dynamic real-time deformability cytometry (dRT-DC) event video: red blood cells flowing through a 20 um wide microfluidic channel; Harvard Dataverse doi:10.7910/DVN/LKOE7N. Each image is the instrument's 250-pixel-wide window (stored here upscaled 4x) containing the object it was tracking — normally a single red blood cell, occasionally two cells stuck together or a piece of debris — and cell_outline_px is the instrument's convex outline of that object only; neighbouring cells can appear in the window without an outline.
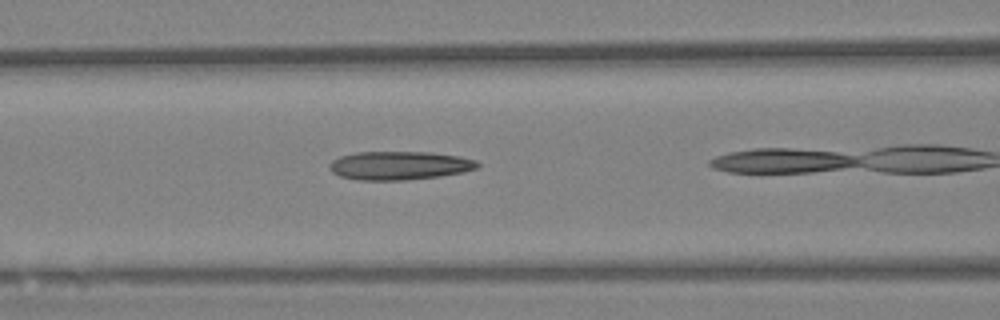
{"species": "Egyptian fruit bat (a non-hibernating species)", "species_latin": "Rousettus aegyptiacus", "temperature_condition": "warm", "stored_images_in_passage": 21, "camera_frame_rate_fps": 3000, "um_per_image_px": 0.085, "animal": {"sex": "female"}, "frame": {"image": 1, "passage_image": 7, "time_ms": 2.0, "image_size_px": [1000, 320], "cell_outline_px": [[480, 164], [476, 168], [464, 172], [440, 176], [404, 180], [356, 180], [340, 176], [332, 172], [328, 168], [328, 164], [332, 160], [340, 156], [356, 152], [432, 152], [460, 156], [476, 160]], "centroid_in_image_um": [33.93, 14.06], "position_along_channel_um": 132.7, "area_um2": 24.8}}
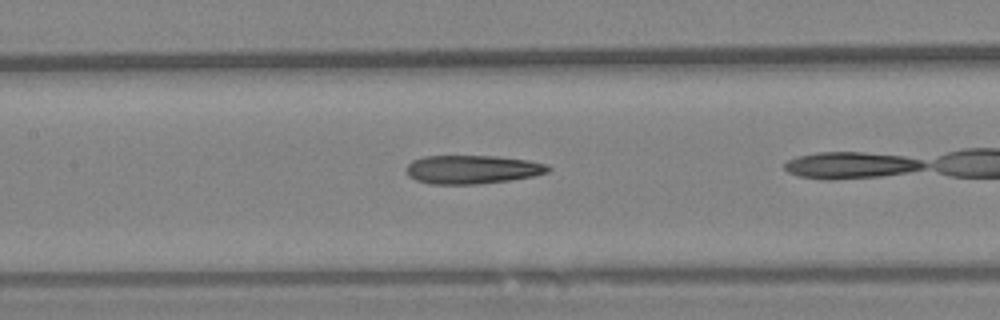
{"frame": {"image": 2, "passage_image": 10, "time_ms": 3.0, "image_size_px": [1000, 320], "cell_outline_px": [[552, 168], [548, 172], [532, 176], [512, 180], [480, 184], [428, 184], [416, 180], [408, 176], [408, 164], [412, 160], [424, 156], [496, 156], [528, 160], [548, 164]], "centroid_in_image_um": [40.17, 14.41], "position_along_channel_um": 167.2, "area_um2": 23.76}}